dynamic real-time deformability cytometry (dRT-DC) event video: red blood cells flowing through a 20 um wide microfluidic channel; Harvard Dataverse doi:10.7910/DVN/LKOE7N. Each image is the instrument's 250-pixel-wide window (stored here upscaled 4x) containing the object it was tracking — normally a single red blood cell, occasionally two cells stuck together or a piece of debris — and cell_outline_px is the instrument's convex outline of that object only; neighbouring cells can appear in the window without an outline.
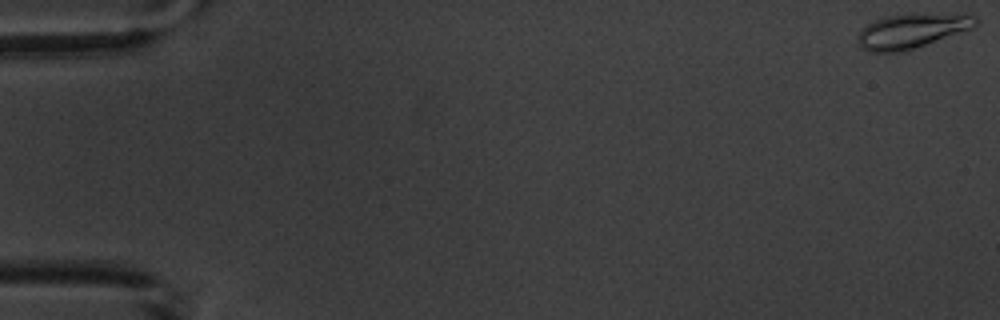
{"species": "common noctule bat (a hibernating species)", "species_latin": "Nyctalus noctula", "temperature_condition": "warm", "stored_images_in_passage": 3, "camera_frame_rate_fps": 3000, "um_per_image_px": 0.085, "animal": {"sex": "male", "body_mass_g": 20.1, "forearm_length_mm": 53.5}, "frame": {"image": 1, "passage_image": 1, "time_ms": 0.0, "image_size_px": [1000, 320], "cell_outline_px": [[976, 24], [972, 28], [900, 52], [868, 52], [860, 48], [856, 40], [856, 36], [868, 24], [876, 20], [888, 16], [912, 12], [964, 12], [976, 16]], "centroid_in_image_um": [77.52, 2.57], "position_along_channel_um": 7.5, "area_um2": 24.16}}